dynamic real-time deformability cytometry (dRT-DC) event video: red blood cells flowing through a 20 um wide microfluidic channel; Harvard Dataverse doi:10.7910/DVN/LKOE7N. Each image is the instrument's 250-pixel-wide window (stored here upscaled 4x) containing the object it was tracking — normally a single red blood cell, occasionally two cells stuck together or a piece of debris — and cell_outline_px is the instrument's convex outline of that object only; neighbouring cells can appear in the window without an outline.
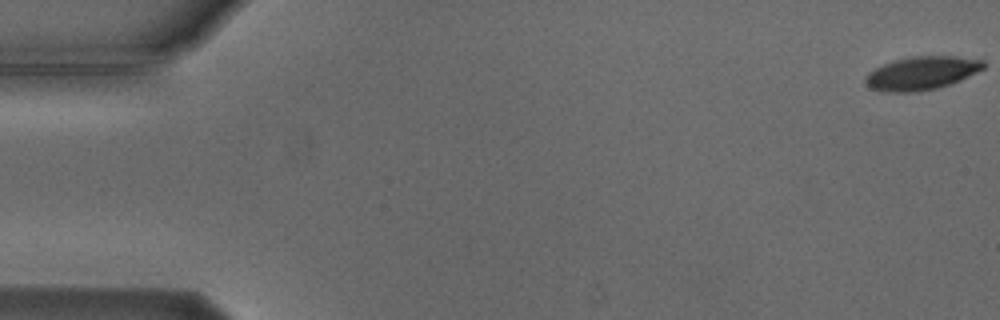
{"species": "Egyptian fruit bat (a non-hibernating species)", "species_latin": "Rousettus aegyptiacus", "temperature_condition": "cold", "stored_images_in_passage": 15, "camera_frame_rate_fps": 3000, "um_per_image_px": 0.085, "animal": {"sex": "male"}, "frame": {"image": 1, "passage_image": 1, "time_ms": 0.0, "image_size_px": [1000, 320], "cell_outline_px": [[984, 68], [960, 80], [936, 88], [912, 92], [884, 92], [872, 88], [864, 84], [864, 80], [868, 72], [884, 64], [908, 56], [956, 56], [984, 60]], "centroid_in_image_um": [78.31, 6.21], "position_along_channel_um": 6.7, "area_um2": 22.77}}
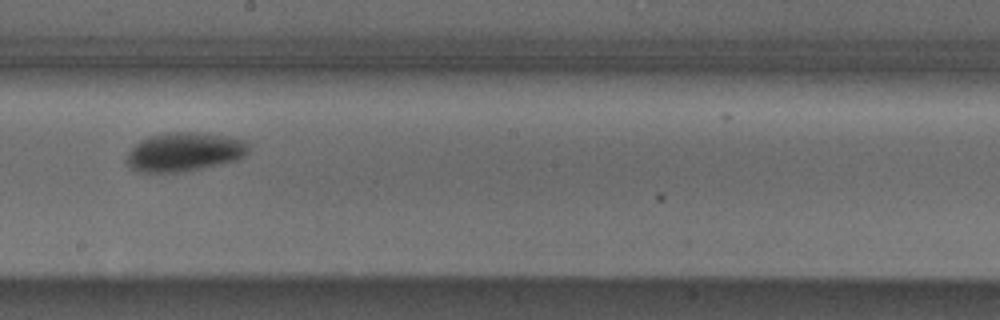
{"frame": {"image": 2, "passage_image": 9, "time_ms": 10.0, "image_size_px": [1000, 320], "cell_outline_px": [[248, 152], [244, 156], [236, 160], [220, 164], [180, 172], [144, 172], [132, 168], [124, 160], [128, 152], [140, 140], [148, 136], [168, 132], [204, 132], [244, 140], [248, 144]], "centroid_in_image_um": [15.65, 12.9], "position_along_channel_um": 232.5, "area_um2": 27.57}}
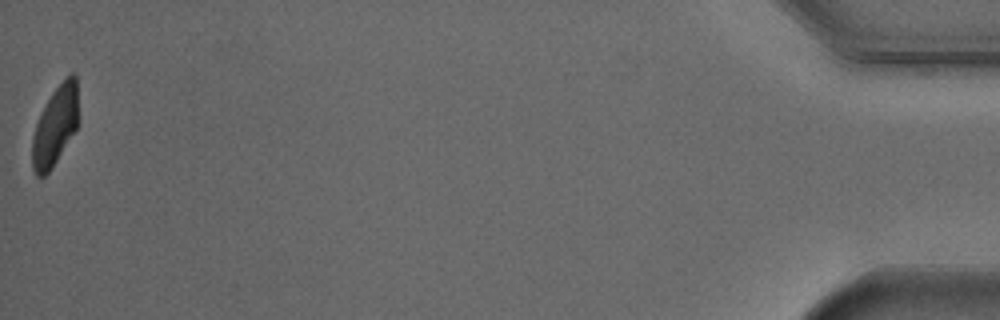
{"frame": {"image": 3, "passage_image": 15, "time_ms": 18.0, "image_size_px": [1000, 320], "cell_outline_px": [[76, 128], [56, 160], [48, 172], [44, 176], [36, 176], [32, 168], [32, 136], [40, 112], [52, 92], [72, 72], [76, 76]], "centroid_in_image_um": [4.63, 10.72], "position_along_channel_um": 430.6, "area_um2": 20.58}, "authors_computed_cell_mechanics": {"area_um2": 23.987, "velocity_mm_per_s": 3.7539, "shape_relaxation_time_tau1_ms": 2.4264, "shape_relaxation_time_tau2_ms": null, "deformation_change_tau1": 0.1002, "deformation_change_tau2": null}}